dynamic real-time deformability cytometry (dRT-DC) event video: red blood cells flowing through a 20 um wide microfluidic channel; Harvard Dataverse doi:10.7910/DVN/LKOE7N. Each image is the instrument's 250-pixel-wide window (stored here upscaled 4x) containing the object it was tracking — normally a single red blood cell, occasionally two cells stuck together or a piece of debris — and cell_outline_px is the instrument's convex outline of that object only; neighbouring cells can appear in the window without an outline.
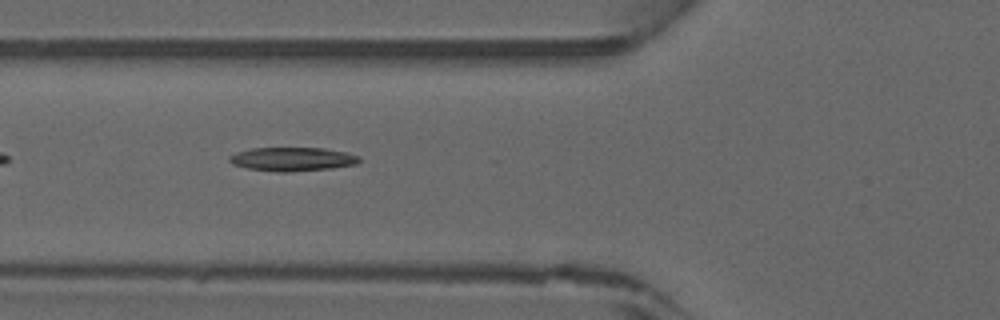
{"species": "common noctule bat (a hibernating species)", "species_latin": "Nyctalus noctula", "temperature_condition": "warm", "stored_images_in_passage": 9, "camera_frame_rate_fps": 3000, "um_per_image_px": 0.085, "animal": {"sex": "male", "forearm_length_mm": 52.5}, "frame": {"image": 1, "passage_image": 4, "time_ms": 1.0, "image_size_px": [1000, 320], "cell_outline_px": [[360, 160], [356, 164], [332, 168], [288, 172], [276, 172], [248, 168], [232, 164], [228, 160], [228, 156], [236, 152], [252, 148], [324, 148], [348, 152], [360, 156]], "centroid_in_image_um": [24.85, 13.52], "position_along_channel_um": 100.9, "area_um2": 18.09}}
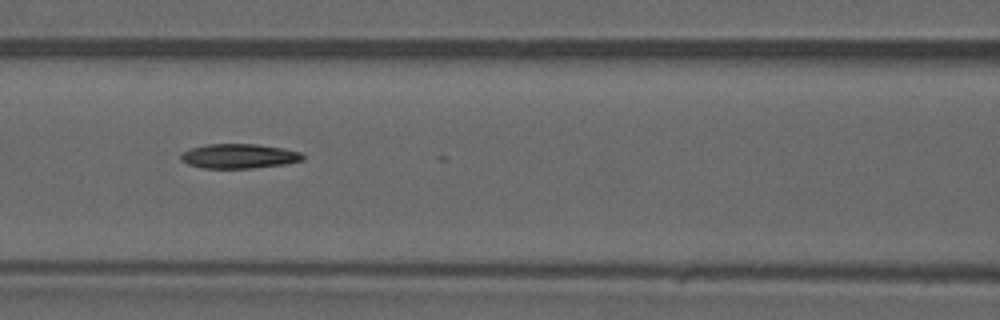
{"frame": {"image": 2, "passage_image": 7, "time_ms": 2.0, "image_size_px": [1000, 320], "cell_outline_px": [[304, 160], [288, 164], [252, 168], [204, 168], [188, 164], [180, 160], [180, 152], [192, 148], [208, 144], [256, 144], [284, 148], [300, 152], [304, 156]], "centroid_in_image_um": [20.33, 13.27], "position_along_channel_um": 146.3, "area_um2": 17.57}}